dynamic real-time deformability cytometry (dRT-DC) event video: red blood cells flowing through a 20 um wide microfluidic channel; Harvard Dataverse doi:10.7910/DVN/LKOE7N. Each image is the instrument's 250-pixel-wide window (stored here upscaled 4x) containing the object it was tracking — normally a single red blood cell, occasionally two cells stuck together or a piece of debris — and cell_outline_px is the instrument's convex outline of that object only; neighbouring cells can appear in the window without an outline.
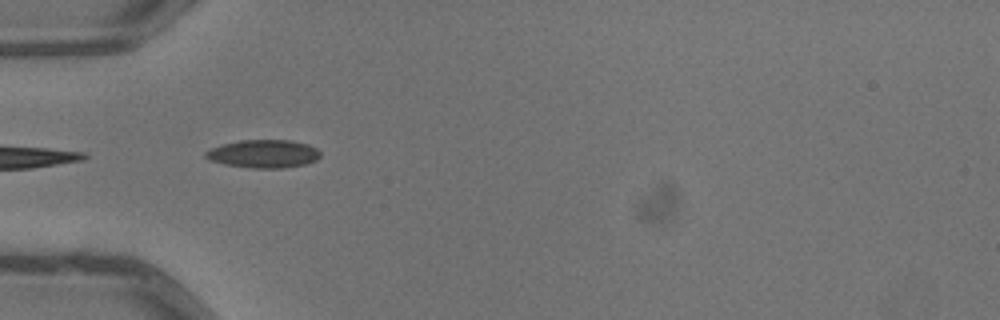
{"species": "common noctule bat (a hibernating species)", "species_latin": "Nyctalus noctula", "temperature_condition": "warm", "stored_images_in_passage": 2, "camera_frame_rate_fps": 3000, "um_per_image_px": 0.085, "animal": {"sex": "male", "body_mass_g": 13.3}, "frame": {"image": 1, "passage_image": 1, "time_ms": 0.0, "image_size_px": [1000, 320], "cell_outline_px": [[320, 156], [316, 160], [308, 164], [284, 168], [252, 168], [224, 164], [208, 160], [204, 156], [204, 152], [212, 148], [224, 144], [240, 140], [292, 140], [308, 144], [316, 148], [320, 152]], "centroid_in_image_um": [22.42, 13.08], "position_along_channel_um": 62.6, "area_um2": 18.9}}
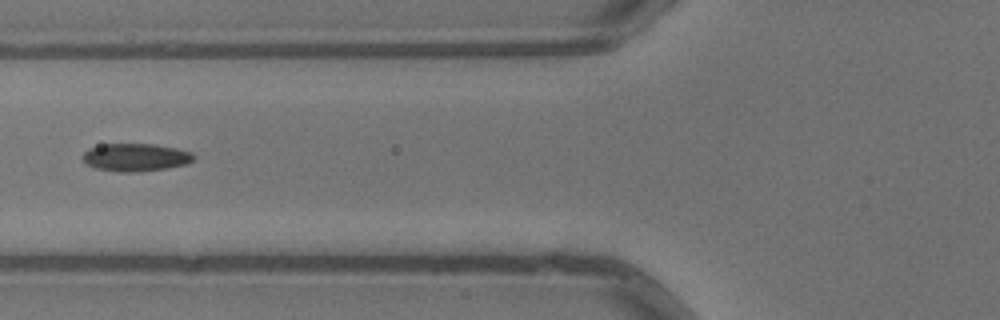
{"frame": {"image": 2, "passage_image": 2, "time_ms": 0.333, "image_size_px": [1000, 320], "cell_outline_px": [[196, 156], [188, 164], [164, 168], [136, 172], [116, 172], [96, 168], [88, 164], [84, 160], [84, 152], [88, 148], [104, 144], [152, 144], [176, 148], [192, 152]], "centroid_in_image_um": [11.55, 13.37], "position_along_channel_um": 114.3, "area_um2": 17.86}}